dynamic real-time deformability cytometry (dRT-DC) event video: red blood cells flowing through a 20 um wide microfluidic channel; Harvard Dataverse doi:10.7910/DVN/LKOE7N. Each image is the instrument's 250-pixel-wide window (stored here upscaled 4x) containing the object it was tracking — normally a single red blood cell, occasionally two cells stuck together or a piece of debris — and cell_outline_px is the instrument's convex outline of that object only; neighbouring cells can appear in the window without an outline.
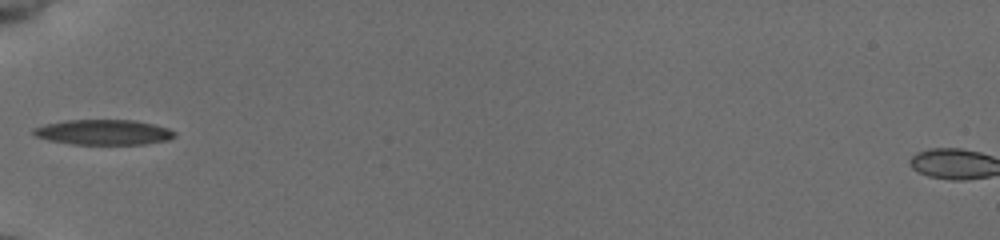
{"species": "common noctule bat (a hibernating species)", "species_latin": "Nyctalus noctula", "temperature_condition": "cold", "stored_images_in_passage": 34, "camera_frame_rate_fps": 3000, "um_per_image_px": 0.085, "animal": {"sex": "female", "body_mass_g": 19.5, "forearm_length_mm": 54.1}, "frame": {"image": 1, "passage_image": 1, "time_ms": 0.0, "image_size_px": [1000, 240], "cell_outline_px": [[176, 136], [168, 140], [144, 144], [72, 144], [48, 140], [36, 136], [32, 132], [32, 128], [44, 124], [68, 120], [136, 120], [168, 128], [176, 132]], "centroid_in_image_um": [8.8, 11.24], "position_along_channel_um": 76.2, "area_um2": 20.75}}
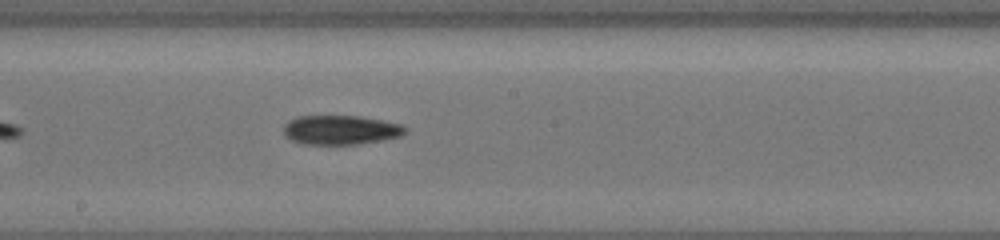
{"frame": {"image": 2, "passage_image": 12, "time_ms": 3.667, "image_size_px": [1000, 240], "cell_outline_px": [[408, 128], [400, 136], [380, 140], [356, 144], [304, 144], [292, 140], [284, 136], [284, 124], [288, 120], [296, 116], [360, 116], [400, 124]], "centroid_in_image_um": [28.9, 11.04], "position_along_channel_um": 219.3, "area_um2": 20.63}}
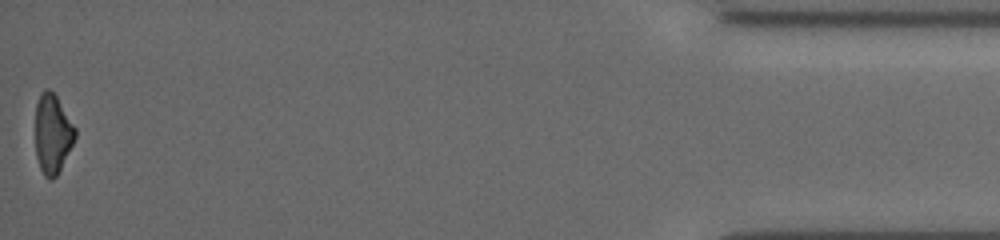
{"frame": {"image": 3, "passage_image": 34, "time_ms": 11.0, "image_size_px": [1000, 240], "cell_outline_px": [[76, 136], [56, 176], [52, 180], [48, 180], [44, 176], [40, 168], [36, 156], [36, 104], [40, 92], [44, 88], [48, 88], [56, 96], [76, 128]], "centroid_in_image_um": [4.45, 11.36], "position_along_channel_um": 430.8, "area_um2": 18.21}, "authors_computed_cell_mechanics": {"area_um2": 19.9699, "velocity_mm_per_s": 3.9299, "shape_relaxation_time_tau1_ms": null, "shape_relaxation_time_tau2_ms": 8.2709, "deformation_change_tau1": null, "deformation_change_tau2": 0.1862}}